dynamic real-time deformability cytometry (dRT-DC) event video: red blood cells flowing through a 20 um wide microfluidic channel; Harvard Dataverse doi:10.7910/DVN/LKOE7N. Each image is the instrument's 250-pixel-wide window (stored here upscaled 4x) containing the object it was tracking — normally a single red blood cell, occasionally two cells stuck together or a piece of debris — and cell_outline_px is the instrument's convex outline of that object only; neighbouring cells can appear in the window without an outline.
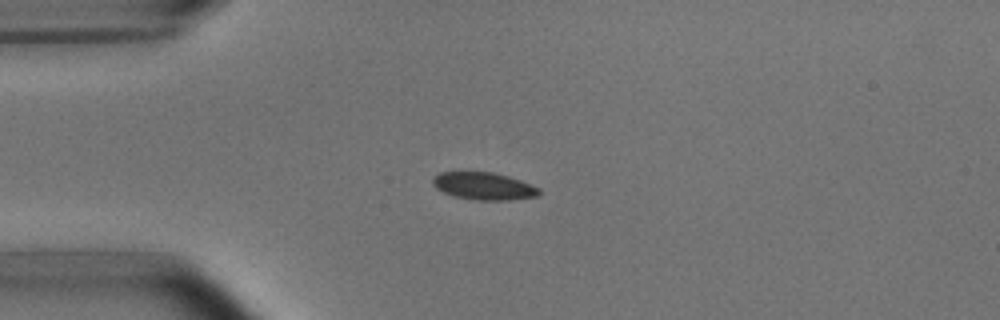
{"species": "common noctule bat (a hibernating species)", "species_latin": "Nyctalus noctula", "temperature_condition": "room temperature", "stored_images_in_passage": 9, "camera_frame_rate_fps": 3000, "um_per_image_px": 0.085, "animal": {"sex": "male", "body_mass_g": 15.6}, "frame": {"image": 1, "passage_image": 4, "time_ms": 3.667, "image_size_px": [1000, 320], "cell_outline_px": [[540, 192], [536, 196], [508, 200], [476, 200], [452, 196], [436, 188], [432, 184], [432, 176], [440, 172], [492, 172], [508, 176], [520, 180], [540, 188]], "centroid_in_image_um": [41.08, 15.81], "position_along_channel_um": 43.9, "area_um2": 16.99}}
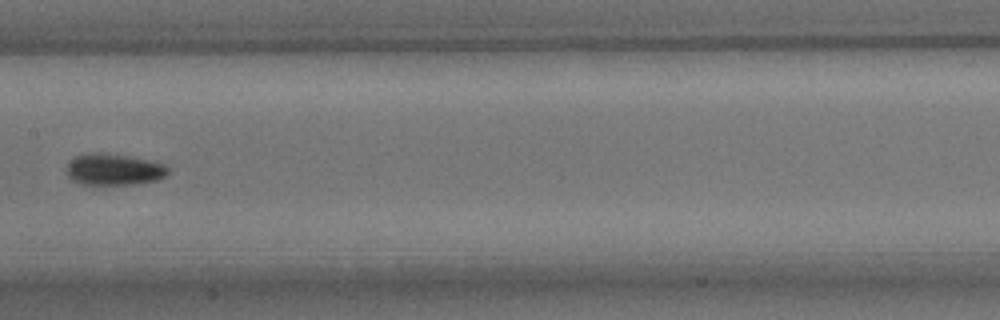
{"frame": {"image": 2, "passage_image": 8, "time_ms": 8.333, "image_size_px": [1000, 320], "cell_outline_px": [[168, 172], [164, 176], [156, 180], [136, 184], [80, 184], [72, 180], [68, 176], [68, 160], [76, 156], [88, 152], [104, 152], [128, 156], [148, 160], [164, 164], [168, 168]], "centroid_in_image_um": [9.64, 14.39], "position_along_channel_um": 197.8, "area_um2": 18.61}}
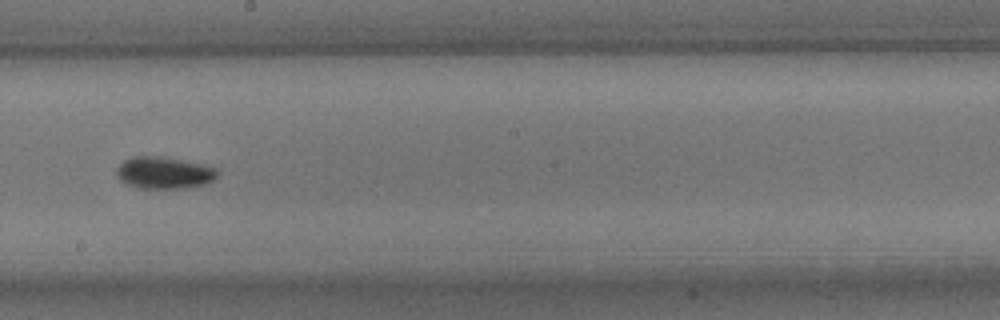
{"frame": {"image": 3, "passage_image": 9, "time_ms": 9.333, "image_size_px": [1000, 320], "cell_outline_px": [[220, 172], [212, 180], [204, 184], [184, 188], [136, 188], [124, 184], [116, 176], [116, 168], [124, 160], [132, 156], [160, 156], [204, 164], [216, 168]], "centroid_in_image_um": [13.91, 14.68], "position_along_channel_um": 234.3, "area_um2": 18.96}}